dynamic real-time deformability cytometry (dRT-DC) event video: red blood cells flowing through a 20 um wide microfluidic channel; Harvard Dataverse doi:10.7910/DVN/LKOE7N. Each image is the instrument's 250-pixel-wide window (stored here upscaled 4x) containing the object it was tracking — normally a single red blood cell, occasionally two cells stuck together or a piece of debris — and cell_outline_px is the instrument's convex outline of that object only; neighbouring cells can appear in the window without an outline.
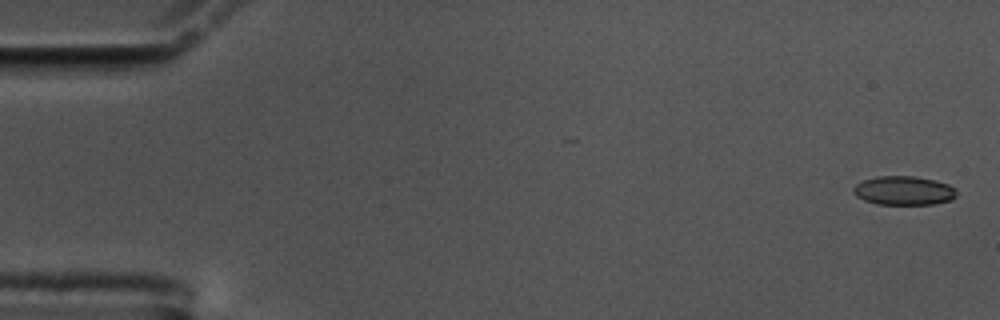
{"species": "common noctule bat (a hibernating species)", "species_latin": "Nyctalus noctula", "temperature_condition": "cold", "stored_images_in_passage": 59, "segment_of_instrument_passage": [1, 2], "camera_frame_rate_fps": 3000, "um_per_image_px": 0.085, "animal": {"sex": "male", "body_mass_g": 17.5, "forearm_length_mm": 52.3}, "frame": {"image": 1, "passage_image": 1, "time_ms": 0.0, "image_size_px": [1000, 320], "cell_outline_px": [[956, 196], [952, 200], [932, 204], [876, 204], [864, 200], [856, 196], [852, 192], [852, 188], [856, 184], [864, 180], [876, 176], [912, 176], [936, 180], [948, 184], [956, 188]], "centroid_in_image_um": [76.82, 16.2], "position_along_channel_um": 8.2, "area_um2": 17.51}}
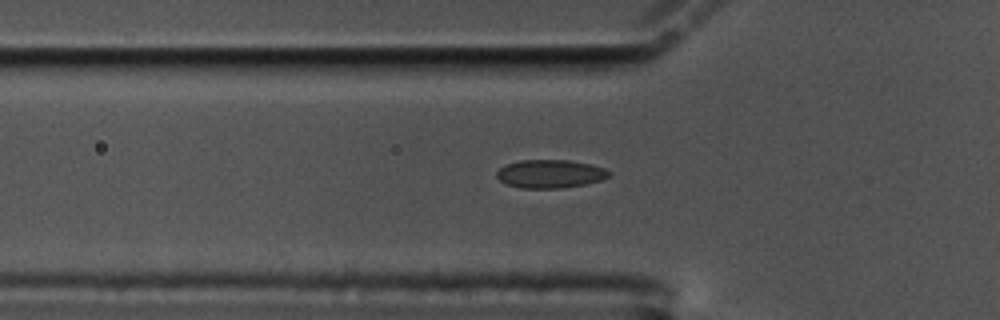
{"frame": {"image": 2, "passage_image": 19, "time_ms": 6.0, "image_size_px": [1000, 320], "cell_outline_px": [[612, 172], [608, 176], [600, 180], [584, 184], [564, 188], [520, 188], [504, 184], [496, 176], [496, 172], [500, 168], [508, 164], [520, 160], [568, 160], [592, 164], [604, 168]], "centroid_in_image_um": [46.75, 14.78], "position_along_channel_um": 79.0, "area_um2": 18.55}}
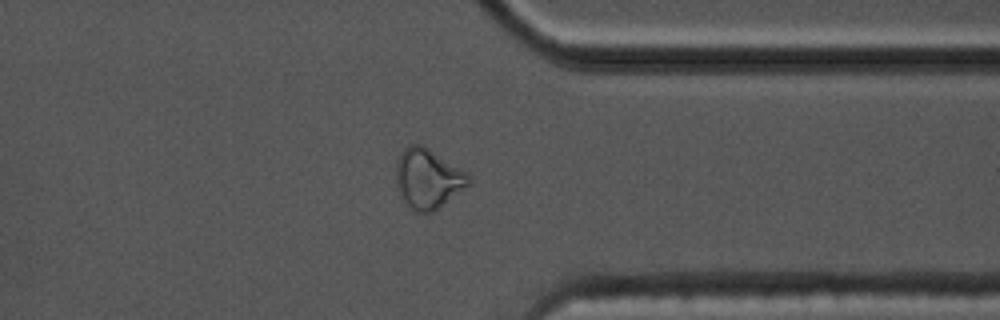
{"frame": {"image": 3, "passage_image": 45, "time_ms": 14.667, "image_size_px": [1000, 320], "cell_outline_px": [[468, 184], [432, 212], [416, 212], [404, 200], [400, 192], [396, 180], [396, 160], [404, 148], [408, 144], [420, 144], [428, 148], [464, 172], [468, 176]], "centroid_in_image_um": [36.3, 15.16], "position_along_channel_um": 375.1, "area_um2": 24.22}}